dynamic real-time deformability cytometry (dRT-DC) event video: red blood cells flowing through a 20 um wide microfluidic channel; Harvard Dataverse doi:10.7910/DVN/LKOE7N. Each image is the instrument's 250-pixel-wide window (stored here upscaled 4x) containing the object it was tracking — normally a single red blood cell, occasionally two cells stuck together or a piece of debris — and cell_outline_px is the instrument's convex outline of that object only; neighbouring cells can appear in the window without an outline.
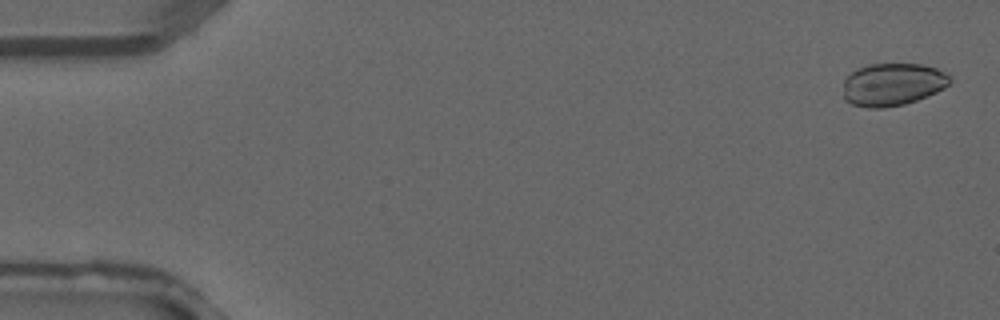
{"species": "common noctule bat (a hibernating species)", "species_latin": "Nyctalus noctula", "temperature_condition": "warm", "stored_images_in_passage": 2, "camera_frame_rate_fps": 3000, "um_per_image_px": 0.085, "animal": {"sex": "male", "forearm_length_mm": 52.5}, "frame": {"image": 1, "passage_image": 1, "time_ms": 0.0, "image_size_px": [1000, 320], "cell_outline_px": [[952, 80], [944, 88], [936, 92], [916, 100], [904, 104], [884, 108], [868, 108], [852, 104], [844, 100], [844, 80], [852, 72], [868, 64], [920, 64], [936, 68], [952, 76]], "centroid_in_image_um": [75.88, 7.18], "position_along_channel_um": 9.1, "area_um2": 26.47}}